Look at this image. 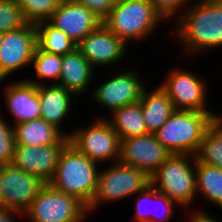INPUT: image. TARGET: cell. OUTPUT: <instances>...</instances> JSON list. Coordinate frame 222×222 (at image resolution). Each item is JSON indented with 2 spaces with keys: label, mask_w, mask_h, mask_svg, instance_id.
<instances>
[{
  "label": "cell",
  "mask_w": 222,
  "mask_h": 222,
  "mask_svg": "<svg viewBox=\"0 0 222 222\" xmlns=\"http://www.w3.org/2000/svg\"><path fill=\"white\" fill-rule=\"evenodd\" d=\"M192 1L194 4L187 5L173 26L184 52L197 55V52L203 54L222 47V3L220 0Z\"/></svg>",
  "instance_id": "cell-1"
},
{
  "label": "cell",
  "mask_w": 222,
  "mask_h": 222,
  "mask_svg": "<svg viewBox=\"0 0 222 222\" xmlns=\"http://www.w3.org/2000/svg\"><path fill=\"white\" fill-rule=\"evenodd\" d=\"M99 167L68 142L60 153L55 173L48 184L74 196L87 207L96 191Z\"/></svg>",
  "instance_id": "cell-2"
},
{
  "label": "cell",
  "mask_w": 222,
  "mask_h": 222,
  "mask_svg": "<svg viewBox=\"0 0 222 222\" xmlns=\"http://www.w3.org/2000/svg\"><path fill=\"white\" fill-rule=\"evenodd\" d=\"M222 114L175 110L154 133L170 154L197 153L207 128Z\"/></svg>",
  "instance_id": "cell-3"
},
{
  "label": "cell",
  "mask_w": 222,
  "mask_h": 222,
  "mask_svg": "<svg viewBox=\"0 0 222 222\" xmlns=\"http://www.w3.org/2000/svg\"><path fill=\"white\" fill-rule=\"evenodd\" d=\"M163 17L155 10L150 0H117L102 23L127 45L132 42L145 41ZM149 35V36H148ZM135 40V41H134Z\"/></svg>",
  "instance_id": "cell-4"
},
{
  "label": "cell",
  "mask_w": 222,
  "mask_h": 222,
  "mask_svg": "<svg viewBox=\"0 0 222 222\" xmlns=\"http://www.w3.org/2000/svg\"><path fill=\"white\" fill-rule=\"evenodd\" d=\"M195 156L170 154L150 177V184L178 207L190 209L196 193Z\"/></svg>",
  "instance_id": "cell-5"
},
{
  "label": "cell",
  "mask_w": 222,
  "mask_h": 222,
  "mask_svg": "<svg viewBox=\"0 0 222 222\" xmlns=\"http://www.w3.org/2000/svg\"><path fill=\"white\" fill-rule=\"evenodd\" d=\"M100 168L96 191L86 207L88 214L102 203L117 202L132 196L134 198L137 192L150 184V177L144 171L119 161L108 165L103 170L102 166Z\"/></svg>",
  "instance_id": "cell-6"
},
{
  "label": "cell",
  "mask_w": 222,
  "mask_h": 222,
  "mask_svg": "<svg viewBox=\"0 0 222 222\" xmlns=\"http://www.w3.org/2000/svg\"><path fill=\"white\" fill-rule=\"evenodd\" d=\"M86 215L87 208L82 202L48 183L22 214L30 222H83Z\"/></svg>",
  "instance_id": "cell-7"
},
{
  "label": "cell",
  "mask_w": 222,
  "mask_h": 222,
  "mask_svg": "<svg viewBox=\"0 0 222 222\" xmlns=\"http://www.w3.org/2000/svg\"><path fill=\"white\" fill-rule=\"evenodd\" d=\"M86 128L70 132L69 143L80 153L96 163H115L120 156V138L107 121L106 116L97 118ZM114 161V162H112Z\"/></svg>",
  "instance_id": "cell-8"
},
{
  "label": "cell",
  "mask_w": 222,
  "mask_h": 222,
  "mask_svg": "<svg viewBox=\"0 0 222 222\" xmlns=\"http://www.w3.org/2000/svg\"><path fill=\"white\" fill-rule=\"evenodd\" d=\"M195 74V75H194ZM207 80L190 70H169L160 88L173 102L175 110L211 112L207 107Z\"/></svg>",
  "instance_id": "cell-9"
},
{
  "label": "cell",
  "mask_w": 222,
  "mask_h": 222,
  "mask_svg": "<svg viewBox=\"0 0 222 222\" xmlns=\"http://www.w3.org/2000/svg\"><path fill=\"white\" fill-rule=\"evenodd\" d=\"M37 48L35 24L0 34V83L12 73L31 66Z\"/></svg>",
  "instance_id": "cell-10"
},
{
  "label": "cell",
  "mask_w": 222,
  "mask_h": 222,
  "mask_svg": "<svg viewBox=\"0 0 222 222\" xmlns=\"http://www.w3.org/2000/svg\"><path fill=\"white\" fill-rule=\"evenodd\" d=\"M129 70L125 72L117 70L114 72L115 75L112 74L111 79L108 78V81L105 80L104 83L96 86L97 88L90 92L92 100L94 99L93 103L105 107L111 113L125 105L138 102L145 83L136 71Z\"/></svg>",
  "instance_id": "cell-11"
},
{
  "label": "cell",
  "mask_w": 222,
  "mask_h": 222,
  "mask_svg": "<svg viewBox=\"0 0 222 222\" xmlns=\"http://www.w3.org/2000/svg\"><path fill=\"white\" fill-rule=\"evenodd\" d=\"M3 207L23 214L46 184L41 178L28 174L13 164L0 166Z\"/></svg>",
  "instance_id": "cell-12"
},
{
  "label": "cell",
  "mask_w": 222,
  "mask_h": 222,
  "mask_svg": "<svg viewBox=\"0 0 222 222\" xmlns=\"http://www.w3.org/2000/svg\"><path fill=\"white\" fill-rule=\"evenodd\" d=\"M128 47L129 45L101 23L82 39L76 48L96 69L100 66L106 68L108 65H117L118 62H122L125 55L128 54Z\"/></svg>",
  "instance_id": "cell-13"
},
{
  "label": "cell",
  "mask_w": 222,
  "mask_h": 222,
  "mask_svg": "<svg viewBox=\"0 0 222 222\" xmlns=\"http://www.w3.org/2000/svg\"><path fill=\"white\" fill-rule=\"evenodd\" d=\"M170 153L154 133L120 140L119 162L144 171L151 177Z\"/></svg>",
  "instance_id": "cell-14"
},
{
  "label": "cell",
  "mask_w": 222,
  "mask_h": 222,
  "mask_svg": "<svg viewBox=\"0 0 222 222\" xmlns=\"http://www.w3.org/2000/svg\"><path fill=\"white\" fill-rule=\"evenodd\" d=\"M47 21L62 30L76 44L102 23L77 0H61L58 8Z\"/></svg>",
  "instance_id": "cell-15"
},
{
  "label": "cell",
  "mask_w": 222,
  "mask_h": 222,
  "mask_svg": "<svg viewBox=\"0 0 222 222\" xmlns=\"http://www.w3.org/2000/svg\"><path fill=\"white\" fill-rule=\"evenodd\" d=\"M65 145L29 146L16 144L12 164L48 183L53 178L60 153Z\"/></svg>",
  "instance_id": "cell-16"
},
{
  "label": "cell",
  "mask_w": 222,
  "mask_h": 222,
  "mask_svg": "<svg viewBox=\"0 0 222 222\" xmlns=\"http://www.w3.org/2000/svg\"><path fill=\"white\" fill-rule=\"evenodd\" d=\"M3 91L6 110L14 120L13 126L41 118L38 86L24 79L8 83Z\"/></svg>",
  "instance_id": "cell-17"
},
{
  "label": "cell",
  "mask_w": 222,
  "mask_h": 222,
  "mask_svg": "<svg viewBox=\"0 0 222 222\" xmlns=\"http://www.w3.org/2000/svg\"><path fill=\"white\" fill-rule=\"evenodd\" d=\"M44 84L38 86V97L41 107V118L55 126L65 136L70 133L62 129L65 119L72 112L76 96L58 84ZM75 97V98H74Z\"/></svg>",
  "instance_id": "cell-18"
},
{
  "label": "cell",
  "mask_w": 222,
  "mask_h": 222,
  "mask_svg": "<svg viewBox=\"0 0 222 222\" xmlns=\"http://www.w3.org/2000/svg\"><path fill=\"white\" fill-rule=\"evenodd\" d=\"M94 70L76 48L62 56L61 72L57 84L79 97V95H84L91 86Z\"/></svg>",
  "instance_id": "cell-19"
},
{
  "label": "cell",
  "mask_w": 222,
  "mask_h": 222,
  "mask_svg": "<svg viewBox=\"0 0 222 222\" xmlns=\"http://www.w3.org/2000/svg\"><path fill=\"white\" fill-rule=\"evenodd\" d=\"M14 133L16 144L22 145L48 146L69 142V137L43 118L15 125Z\"/></svg>",
  "instance_id": "cell-20"
},
{
  "label": "cell",
  "mask_w": 222,
  "mask_h": 222,
  "mask_svg": "<svg viewBox=\"0 0 222 222\" xmlns=\"http://www.w3.org/2000/svg\"><path fill=\"white\" fill-rule=\"evenodd\" d=\"M154 89L151 92L145 87L139 100L149 133H155L175 111L173 102L160 86Z\"/></svg>",
  "instance_id": "cell-21"
},
{
  "label": "cell",
  "mask_w": 222,
  "mask_h": 222,
  "mask_svg": "<svg viewBox=\"0 0 222 222\" xmlns=\"http://www.w3.org/2000/svg\"><path fill=\"white\" fill-rule=\"evenodd\" d=\"M107 118L120 140L148 134L140 101L125 105L109 113Z\"/></svg>",
  "instance_id": "cell-22"
},
{
  "label": "cell",
  "mask_w": 222,
  "mask_h": 222,
  "mask_svg": "<svg viewBox=\"0 0 222 222\" xmlns=\"http://www.w3.org/2000/svg\"><path fill=\"white\" fill-rule=\"evenodd\" d=\"M196 193L222 209V169L195 160Z\"/></svg>",
  "instance_id": "cell-23"
},
{
  "label": "cell",
  "mask_w": 222,
  "mask_h": 222,
  "mask_svg": "<svg viewBox=\"0 0 222 222\" xmlns=\"http://www.w3.org/2000/svg\"><path fill=\"white\" fill-rule=\"evenodd\" d=\"M37 47L47 53L63 56L76 49L77 44L62 30L57 29L48 21L35 24Z\"/></svg>",
  "instance_id": "cell-24"
},
{
  "label": "cell",
  "mask_w": 222,
  "mask_h": 222,
  "mask_svg": "<svg viewBox=\"0 0 222 222\" xmlns=\"http://www.w3.org/2000/svg\"><path fill=\"white\" fill-rule=\"evenodd\" d=\"M195 158L199 162L222 169V116L207 128Z\"/></svg>",
  "instance_id": "cell-25"
},
{
  "label": "cell",
  "mask_w": 222,
  "mask_h": 222,
  "mask_svg": "<svg viewBox=\"0 0 222 222\" xmlns=\"http://www.w3.org/2000/svg\"><path fill=\"white\" fill-rule=\"evenodd\" d=\"M31 65L37 79L29 80L28 78V82L36 86L48 84L49 81L52 82L51 84L58 83L62 66V56L44 52L37 47L32 57Z\"/></svg>",
  "instance_id": "cell-26"
},
{
  "label": "cell",
  "mask_w": 222,
  "mask_h": 222,
  "mask_svg": "<svg viewBox=\"0 0 222 222\" xmlns=\"http://www.w3.org/2000/svg\"><path fill=\"white\" fill-rule=\"evenodd\" d=\"M28 23L47 21L58 8L61 0H17Z\"/></svg>",
  "instance_id": "cell-27"
},
{
  "label": "cell",
  "mask_w": 222,
  "mask_h": 222,
  "mask_svg": "<svg viewBox=\"0 0 222 222\" xmlns=\"http://www.w3.org/2000/svg\"><path fill=\"white\" fill-rule=\"evenodd\" d=\"M27 23L17 0H0V34L18 30Z\"/></svg>",
  "instance_id": "cell-28"
},
{
  "label": "cell",
  "mask_w": 222,
  "mask_h": 222,
  "mask_svg": "<svg viewBox=\"0 0 222 222\" xmlns=\"http://www.w3.org/2000/svg\"><path fill=\"white\" fill-rule=\"evenodd\" d=\"M15 145L14 126L0 115V166L12 164Z\"/></svg>",
  "instance_id": "cell-29"
},
{
  "label": "cell",
  "mask_w": 222,
  "mask_h": 222,
  "mask_svg": "<svg viewBox=\"0 0 222 222\" xmlns=\"http://www.w3.org/2000/svg\"><path fill=\"white\" fill-rule=\"evenodd\" d=\"M135 196L136 200H134L135 210L133 216L135 222H151V209L153 208V186L149 184L145 189L137 192Z\"/></svg>",
  "instance_id": "cell-30"
},
{
  "label": "cell",
  "mask_w": 222,
  "mask_h": 222,
  "mask_svg": "<svg viewBox=\"0 0 222 222\" xmlns=\"http://www.w3.org/2000/svg\"><path fill=\"white\" fill-rule=\"evenodd\" d=\"M157 209H156V208ZM174 207L177 205L163 193L158 192L153 187V208L151 213V222H166L173 217ZM160 208V210H159Z\"/></svg>",
  "instance_id": "cell-31"
},
{
  "label": "cell",
  "mask_w": 222,
  "mask_h": 222,
  "mask_svg": "<svg viewBox=\"0 0 222 222\" xmlns=\"http://www.w3.org/2000/svg\"><path fill=\"white\" fill-rule=\"evenodd\" d=\"M155 10L163 17L165 21L176 20L184 11L183 7L192 0H150ZM182 8V9H181ZM175 16V18H174ZM174 18V19H173Z\"/></svg>",
  "instance_id": "cell-32"
},
{
  "label": "cell",
  "mask_w": 222,
  "mask_h": 222,
  "mask_svg": "<svg viewBox=\"0 0 222 222\" xmlns=\"http://www.w3.org/2000/svg\"><path fill=\"white\" fill-rule=\"evenodd\" d=\"M103 21L117 0H77Z\"/></svg>",
  "instance_id": "cell-33"
},
{
  "label": "cell",
  "mask_w": 222,
  "mask_h": 222,
  "mask_svg": "<svg viewBox=\"0 0 222 222\" xmlns=\"http://www.w3.org/2000/svg\"><path fill=\"white\" fill-rule=\"evenodd\" d=\"M191 212L192 213L189 214L190 217L187 216L186 218L188 222H221V220H216L212 215L210 216V213L208 214L207 211L203 209H194V211Z\"/></svg>",
  "instance_id": "cell-34"
},
{
  "label": "cell",
  "mask_w": 222,
  "mask_h": 222,
  "mask_svg": "<svg viewBox=\"0 0 222 222\" xmlns=\"http://www.w3.org/2000/svg\"><path fill=\"white\" fill-rule=\"evenodd\" d=\"M15 215L23 218L22 213L19 211L5 207L0 208V222H17L14 218Z\"/></svg>",
  "instance_id": "cell-35"
},
{
  "label": "cell",
  "mask_w": 222,
  "mask_h": 222,
  "mask_svg": "<svg viewBox=\"0 0 222 222\" xmlns=\"http://www.w3.org/2000/svg\"><path fill=\"white\" fill-rule=\"evenodd\" d=\"M0 208H3L2 184L0 181Z\"/></svg>",
  "instance_id": "cell-36"
}]
</instances>
